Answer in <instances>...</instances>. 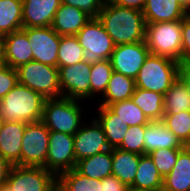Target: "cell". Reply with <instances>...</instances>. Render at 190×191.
Returning a JSON list of instances; mask_svg holds the SVG:
<instances>
[{
    "mask_svg": "<svg viewBox=\"0 0 190 191\" xmlns=\"http://www.w3.org/2000/svg\"><path fill=\"white\" fill-rule=\"evenodd\" d=\"M98 19L115 45L144 41L146 22L142 11L109 2L104 3Z\"/></svg>",
    "mask_w": 190,
    "mask_h": 191,
    "instance_id": "6da1fadb",
    "label": "cell"
},
{
    "mask_svg": "<svg viewBox=\"0 0 190 191\" xmlns=\"http://www.w3.org/2000/svg\"><path fill=\"white\" fill-rule=\"evenodd\" d=\"M45 100L41 94L18 83L0 100V117L10 122H39Z\"/></svg>",
    "mask_w": 190,
    "mask_h": 191,
    "instance_id": "7a4b0ae2",
    "label": "cell"
},
{
    "mask_svg": "<svg viewBox=\"0 0 190 191\" xmlns=\"http://www.w3.org/2000/svg\"><path fill=\"white\" fill-rule=\"evenodd\" d=\"M179 62L149 53L137 77L136 88L165 94L178 79Z\"/></svg>",
    "mask_w": 190,
    "mask_h": 191,
    "instance_id": "3957f363",
    "label": "cell"
},
{
    "mask_svg": "<svg viewBox=\"0 0 190 191\" xmlns=\"http://www.w3.org/2000/svg\"><path fill=\"white\" fill-rule=\"evenodd\" d=\"M78 102L82 101L67 97L46 99L41 121L50 131L75 135L84 124V120H81L83 106Z\"/></svg>",
    "mask_w": 190,
    "mask_h": 191,
    "instance_id": "277c9868",
    "label": "cell"
},
{
    "mask_svg": "<svg viewBox=\"0 0 190 191\" xmlns=\"http://www.w3.org/2000/svg\"><path fill=\"white\" fill-rule=\"evenodd\" d=\"M182 20L146 23L145 44L154 55L182 61Z\"/></svg>",
    "mask_w": 190,
    "mask_h": 191,
    "instance_id": "5b68a950",
    "label": "cell"
},
{
    "mask_svg": "<svg viewBox=\"0 0 190 191\" xmlns=\"http://www.w3.org/2000/svg\"><path fill=\"white\" fill-rule=\"evenodd\" d=\"M18 83L41 94L45 99L61 97L59 68L30 61L16 68Z\"/></svg>",
    "mask_w": 190,
    "mask_h": 191,
    "instance_id": "8992f818",
    "label": "cell"
},
{
    "mask_svg": "<svg viewBox=\"0 0 190 191\" xmlns=\"http://www.w3.org/2000/svg\"><path fill=\"white\" fill-rule=\"evenodd\" d=\"M50 130L42 122L27 123L20 153L21 166H39L46 169Z\"/></svg>",
    "mask_w": 190,
    "mask_h": 191,
    "instance_id": "52a82bcc",
    "label": "cell"
},
{
    "mask_svg": "<svg viewBox=\"0 0 190 191\" xmlns=\"http://www.w3.org/2000/svg\"><path fill=\"white\" fill-rule=\"evenodd\" d=\"M6 185L13 191H54L57 177L44 167L13 165Z\"/></svg>",
    "mask_w": 190,
    "mask_h": 191,
    "instance_id": "ba28073f",
    "label": "cell"
},
{
    "mask_svg": "<svg viewBox=\"0 0 190 191\" xmlns=\"http://www.w3.org/2000/svg\"><path fill=\"white\" fill-rule=\"evenodd\" d=\"M75 36L90 61L110 59L115 44L98 18H91Z\"/></svg>",
    "mask_w": 190,
    "mask_h": 191,
    "instance_id": "9c48e42d",
    "label": "cell"
},
{
    "mask_svg": "<svg viewBox=\"0 0 190 191\" xmlns=\"http://www.w3.org/2000/svg\"><path fill=\"white\" fill-rule=\"evenodd\" d=\"M91 61L85 59L72 66L59 68L61 97L85 101L90 99Z\"/></svg>",
    "mask_w": 190,
    "mask_h": 191,
    "instance_id": "30bf717a",
    "label": "cell"
},
{
    "mask_svg": "<svg viewBox=\"0 0 190 191\" xmlns=\"http://www.w3.org/2000/svg\"><path fill=\"white\" fill-rule=\"evenodd\" d=\"M74 135L50 131L46 169L56 177L76 167Z\"/></svg>",
    "mask_w": 190,
    "mask_h": 191,
    "instance_id": "8fae6325",
    "label": "cell"
},
{
    "mask_svg": "<svg viewBox=\"0 0 190 191\" xmlns=\"http://www.w3.org/2000/svg\"><path fill=\"white\" fill-rule=\"evenodd\" d=\"M27 34L33 53V61L58 67V49L61 36L51 26L22 28Z\"/></svg>",
    "mask_w": 190,
    "mask_h": 191,
    "instance_id": "7c38bea8",
    "label": "cell"
},
{
    "mask_svg": "<svg viewBox=\"0 0 190 191\" xmlns=\"http://www.w3.org/2000/svg\"><path fill=\"white\" fill-rule=\"evenodd\" d=\"M149 53L145 41L115 45L110 57L113 71L135 79Z\"/></svg>",
    "mask_w": 190,
    "mask_h": 191,
    "instance_id": "4fadbf2b",
    "label": "cell"
},
{
    "mask_svg": "<svg viewBox=\"0 0 190 191\" xmlns=\"http://www.w3.org/2000/svg\"><path fill=\"white\" fill-rule=\"evenodd\" d=\"M90 124L81 125L74 135V152L76 162L97 153L110 150L101 124L94 118Z\"/></svg>",
    "mask_w": 190,
    "mask_h": 191,
    "instance_id": "5bb4252c",
    "label": "cell"
},
{
    "mask_svg": "<svg viewBox=\"0 0 190 191\" xmlns=\"http://www.w3.org/2000/svg\"><path fill=\"white\" fill-rule=\"evenodd\" d=\"M23 28L49 27L62 0H22Z\"/></svg>",
    "mask_w": 190,
    "mask_h": 191,
    "instance_id": "9a60e30c",
    "label": "cell"
},
{
    "mask_svg": "<svg viewBox=\"0 0 190 191\" xmlns=\"http://www.w3.org/2000/svg\"><path fill=\"white\" fill-rule=\"evenodd\" d=\"M2 54L4 64L14 69L33 61L27 34L21 29L3 36Z\"/></svg>",
    "mask_w": 190,
    "mask_h": 191,
    "instance_id": "2e32d148",
    "label": "cell"
},
{
    "mask_svg": "<svg viewBox=\"0 0 190 191\" xmlns=\"http://www.w3.org/2000/svg\"><path fill=\"white\" fill-rule=\"evenodd\" d=\"M25 122L4 121L0 131V154L12 165H20Z\"/></svg>",
    "mask_w": 190,
    "mask_h": 191,
    "instance_id": "e0dca14e",
    "label": "cell"
},
{
    "mask_svg": "<svg viewBox=\"0 0 190 191\" xmlns=\"http://www.w3.org/2000/svg\"><path fill=\"white\" fill-rule=\"evenodd\" d=\"M91 19L77 7L61 4L55 13L52 29L60 36L76 35Z\"/></svg>",
    "mask_w": 190,
    "mask_h": 191,
    "instance_id": "ac0fdd59",
    "label": "cell"
},
{
    "mask_svg": "<svg viewBox=\"0 0 190 191\" xmlns=\"http://www.w3.org/2000/svg\"><path fill=\"white\" fill-rule=\"evenodd\" d=\"M142 12L146 23L183 20L188 14L178 0H146Z\"/></svg>",
    "mask_w": 190,
    "mask_h": 191,
    "instance_id": "d6986e66",
    "label": "cell"
},
{
    "mask_svg": "<svg viewBox=\"0 0 190 191\" xmlns=\"http://www.w3.org/2000/svg\"><path fill=\"white\" fill-rule=\"evenodd\" d=\"M144 154L164 148H184L179 139L162 123L153 121L145 125Z\"/></svg>",
    "mask_w": 190,
    "mask_h": 191,
    "instance_id": "ffe728a7",
    "label": "cell"
},
{
    "mask_svg": "<svg viewBox=\"0 0 190 191\" xmlns=\"http://www.w3.org/2000/svg\"><path fill=\"white\" fill-rule=\"evenodd\" d=\"M162 191H190V146L179 152L173 169L163 178Z\"/></svg>",
    "mask_w": 190,
    "mask_h": 191,
    "instance_id": "44dd1931",
    "label": "cell"
},
{
    "mask_svg": "<svg viewBox=\"0 0 190 191\" xmlns=\"http://www.w3.org/2000/svg\"><path fill=\"white\" fill-rule=\"evenodd\" d=\"M140 155L119 148L112 149V175L127 186L134 182Z\"/></svg>",
    "mask_w": 190,
    "mask_h": 191,
    "instance_id": "7402d4cb",
    "label": "cell"
},
{
    "mask_svg": "<svg viewBox=\"0 0 190 191\" xmlns=\"http://www.w3.org/2000/svg\"><path fill=\"white\" fill-rule=\"evenodd\" d=\"M136 88L135 79L113 71L99 106H109L131 98Z\"/></svg>",
    "mask_w": 190,
    "mask_h": 191,
    "instance_id": "603a6c76",
    "label": "cell"
},
{
    "mask_svg": "<svg viewBox=\"0 0 190 191\" xmlns=\"http://www.w3.org/2000/svg\"><path fill=\"white\" fill-rule=\"evenodd\" d=\"M75 169L82 175L102 180L112 175V149L77 162Z\"/></svg>",
    "mask_w": 190,
    "mask_h": 191,
    "instance_id": "cb8c5ba5",
    "label": "cell"
},
{
    "mask_svg": "<svg viewBox=\"0 0 190 191\" xmlns=\"http://www.w3.org/2000/svg\"><path fill=\"white\" fill-rule=\"evenodd\" d=\"M97 110L96 119L103 128L110 149L118 148L128 127L122 125L117 115L108 106H98Z\"/></svg>",
    "mask_w": 190,
    "mask_h": 191,
    "instance_id": "d4e9b609",
    "label": "cell"
},
{
    "mask_svg": "<svg viewBox=\"0 0 190 191\" xmlns=\"http://www.w3.org/2000/svg\"><path fill=\"white\" fill-rule=\"evenodd\" d=\"M151 121H162L164 115V95L148 91L141 88H135L130 98Z\"/></svg>",
    "mask_w": 190,
    "mask_h": 191,
    "instance_id": "484cf974",
    "label": "cell"
},
{
    "mask_svg": "<svg viewBox=\"0 0 190 191\" xmlns=\"http://www.w3.org/2000/svg\"><path fill=\"white\" fill-rule=\"evenodd\" d=\"M131 186L139 189L162 191L163 177L149 154L140 155L136 176Z\"/></svg>",
    "mask_w": 190,
    "mask_h": 191,
    "instance_id": "4316f807",
    "label": "cell"
},
{
    "mask_svg": "<svg viewBox=\"0 0 190 191\" xmlns=\"http://www.w3.org/2000/svg\"><path fill=\"white\" fill-rule=\"evenodd\" d=\"M23 15L22 0H0V35L3 37L21 30Z\"/></svg>",
    "mask_w": 190,
    "mask_h": 191,
    "instance_id": "83f0119b",
    "label": "cell"
},
{
    "mask_svg": "<svg viewBox=\"0 0 190 191\" xmlns=\"http://www.w3.org/2000/svg\"><path fill=\"white\" fill-rule=\"evenodd\" d=\"M60 191H102V180L80 174L75 168L57 177Z\"/></svg>",
    "mask_w": 190,
    "mask_h": 191,
    "instance_id": "f1b7e54d",
    "label": "cell"
},
{
    "mask_svg": "<svg viewBox=\"0 0 190 191\" xmlns=\"http://www.w3.org/2000/svg\"><path fill=\"white\" fill-rule=\"evenodd\" d=\"M108 107L117 115L123 126L148 125L151 122L131 99L115 102Z\"/></svg>",
    "mask_w": 190,
    "mask_h": 191,
    "instance_id": "f546056e",
    "label": "cell"
},
{
    "mask_svg": "<svg viewBox=\"0 0 190 191\" xmlns=\"http://www.w3.org/2000/svg\"><path fill=\"white\" fill-rule=\"evenodd\" d=\"M87 59L84 49L75 35L61 36L58 49V68L72 66Z\"/></svg>",
    "mask_w": 190,
    "mask_h": 191,
    "instance_id": "4dcf8cb0",
    "label": "cell"
},
{
    "mask_svg": "<svg viewBox=\"0 0 190 191\" xmlns=\"http://www.w3.org/2000/svg\"><path fill=\"white\" fill-rule=\"evenodd\" d=\"M113 73L110 59L91 61L90 99L105 93L107 84Z\"/></svg>",
    "mask_w": 190,
    "mask_h": 191,
    "instance_id": "1f68e13d",
    "label": "cell"
},
{
    "mask_svg": "<svg viewBox=\"0 0 190 191\" xmlns=\"http://www.w3.org/2000/svg\"><path fill=\"white\" fill-rule=\"evenodd\" d=\"M181 111H190V96L177 79L164 94V114H178Z\"/></svg>",
    "mask_w": 190,
    "mask_h": 191,
    "instance_id": "d6a6232c",
    "label": "cell"
},
{
    "mask_svg": "<svg viewBox=\"0 0 190 191\" xmlns=\"http://www.w3.org/2000/svg\"><path fill=\"white\" fill-rule=\"evenodd\" d=\"M162 123L184 146H190V111H181L178 114H164Z\"/></svg>",
    "mask_w": 190,
    "mask_h": 191,
    "instance_id": "836d02e7",
    "label": "cell"
},
{
    "mask_svg": "<svg viewBox=\"0 0 190 191\" xmlns=\"http://www.w3.org/2000/svg\"><path fill=\"white\" fill-rule=\"evenodd\" d=\"M183 148H164L152 151L149 156L154 161L156 168L164 178L175 165L178 154Z\"/></svg>",
    "mask_w": 190,
    "mask_h": 191,
    "instance_id": "e575fe53",
    "label": "cell"
},
{
    "mask_svg": "<svg viewBox=\"0 0 190 191\" xmlns=\"http://www.w3.org/2000/svg\"><path fill=\"white\" fill-rule=\"evenodd\" d=\"M144 133L145 125H136L128 127L126 130L125 137L118 148L127 152H134L139 155H143Z\"/></svg>",
    "mask_w": 190,
    "mask_h": 191,
    "instance_id": "d590c367",
    "label": "cell"
},
{
    "mask_svg": "<svg viewBox=\"0 0 190 191\" xmlns=\"http://www.w3.org/2000/svg\"><path fill=\"white\" fill-rule=\"evenodd\" d=\"M18 84L17 71L8 65L0 67V100Z\"/></svg>",
    "mask_w": 190,
    "mask_h": 191,
    "instance_id": "8d00e7d4",
    "label": "cell"
},
{
    "mask_svg": "<svg viewBox=\"0 0 190 191\" xmlns=\"http://www.w3.org/2000/svg\"><path fill=\"white\" fill-rule=\"evenodd\" d=\"M62 3L77 7L91 18H98L99 12L104 6L102 0H62Z\"/></svg>",
    "mask_w": 190,
    "mask_h": 191,
    "instance_id": "74e56055",
    "label": "cell"
},
{
    "mask_svg": "<svg viewBox=\"0 0 190 191\" xmlns=\"http://www.w3.org/2000/svg\"><path fill=\"white\" fill-rule=\"evenodd\" d=\"M182 61H190V14L182 20Z\"/></svg>",
    "mask_w": 190,
    "mask_h": 191,
    "instance_id": "f35d334b",
    "label": "cell"
},
{
    "mask_svg": "<svg viewBox=\"0 0 190 191\" xmlns=\"http://www.w3.org/2000/svg\"><path fill=\"white\" fill-rule=\"evenodd\" d=\"M127 185L111 175L102 179V191H126Z\"/></svg>",
    "mask_w": 190,
    "mask_h": 191,
    "instance_id": "ab89813d",
    "label": "cell"
},
{
    "mask_svg": "<svg viewBox=\"0 0 190 191\" xmlns=\"http://www.w3.org/2000/svg\"><path fill=\"white\" fill-rule=\"evenodd\" d=\"M178 80L185 86L190 96V61H180L178 66Z\"/></svg>",
    "mask_w": 190,
    "mask_h": 191,
    "instance_id": "60d3db41",
    "label": "cell"
},
{
    "mask_svg": "<svg viewBox=\"0 0 190 191\" xmlns=\"http://www.w3.org/2000/svg\"><path fill=\"white\" fill-rule=\"evenodd\" d=\"M12 167L13 165L0 154V188L6 184Z\"/></svg>",
    "mask_w": 190,
    "mask_h": 191,
    "instance_id": "b9f144b4",
    "label": "cell"
},
{
    "mask_svg": "<svg viewBox=\"0 0 190 191\" xmlns=\"http://www.w3.org/2000/svg\"><path fill=\"white\" fill-rule=\"evenodd\" d=\"M113 3L121 7L142 11L146 0H115Z\"/></svg>",
    "mask_w": 190,
    "mask_h": 191,
    "instance_id": "7bdbcfd3",
    "label": "cell"
},
{
    "mask_svg": "<svg viewBox=\"0 0 190 191\" xmlns=\"http://www.w3.org/2000/svg\"><path fill=\"white\" fill-rule=\"evenodd\" d=\"M180 3V6L188 13L190 14V0H178Z\"/></svg>",
    "mask_w": 190,
    "mask_h": 191,
    "instance_id": "ee69618b",
    "label": "cell"
},
{
    "mask_svg": "<svg viewBox=\"0 0 190 191\" xmlns=\"http://www.w3.org/2000/svg\"><path fill=\"white\" fill-rule=\"evenodd\" d=\"M126 191H155V190L139 189V188H135L133 186H128Z\"/></svg>",
    "mask_w": 190,
    "mask_h": 191,
    "instance_id": "f6af8a7d",
    "label": "cell"
},
{
    "mask_svg": "<svg viewBox=\"0 0 190 191\" xmlns=\"http://www.w3.org/2000/svg\"><path fill=\"white\" fill-rule=\"evenodd\" d=\"M0 191H13L11 188H9L6 184H4L1 188Z\"/></svg>",
    "mask_w": 190,
    "mask_h": 191,
    "instance_id": "bcb514c9",
    "label": "cell"
},
{
    "mask_svg": "<svg viewBox=\"0 0 190 191\" xmlns=\"http://www.w3.org/2000/svg\"><path fill=\"white\" fill-rule=\"evenodd\" d=\"M3 65H4L3 54L0 53V67H2Z\"/></svg>",
    "mask_w": 190,
    "mask_h": 191,
    "instance_id": "7dc6e473",
    "label": "cell"
},
{
    "mask_svg": "<svg viewBox=\"0 0 190 191\" xmlns=\"http://www.w3.org/2000/svg\"><path fill=\"white\" fill-rule=\"evenodd\" d=\"M3 37L0 35V53H2Z\"/></svg>",
    "mask_w": 190,
    "mask_h": 191,
    "instance_id": "c3c4849f",
    "label": "cell"
},
{
    "mask_svg": "<svg viewBox=\"0 0 190 191\" xmlns=\"http://www.w3.org/2000/svg\"><path fill=\"white\" fill-rule=\"evenodd\" d=\"M3 123H4V120L0 117V131L2 129Z\"/></svg>",
    "mask_w": 190,
    "mask_h": 191,
    "instance_id": "681fc988",
    "label": "cell"
},
{
    "mask_svg": "<svg viewBox=\"0 0 190 191\" xmlns=\"http://www.w3.org/2000/svg\"><path fill=\"white\" fill-rule=\"evenodd\" d=\"M104 3L114 2L115 0H102Z\"/></svg>",
    "mask_w": 190,
    "mask_h": 191,
    "instance_id": "f907efd6",
    "label": "cell"
}]
</instances>
